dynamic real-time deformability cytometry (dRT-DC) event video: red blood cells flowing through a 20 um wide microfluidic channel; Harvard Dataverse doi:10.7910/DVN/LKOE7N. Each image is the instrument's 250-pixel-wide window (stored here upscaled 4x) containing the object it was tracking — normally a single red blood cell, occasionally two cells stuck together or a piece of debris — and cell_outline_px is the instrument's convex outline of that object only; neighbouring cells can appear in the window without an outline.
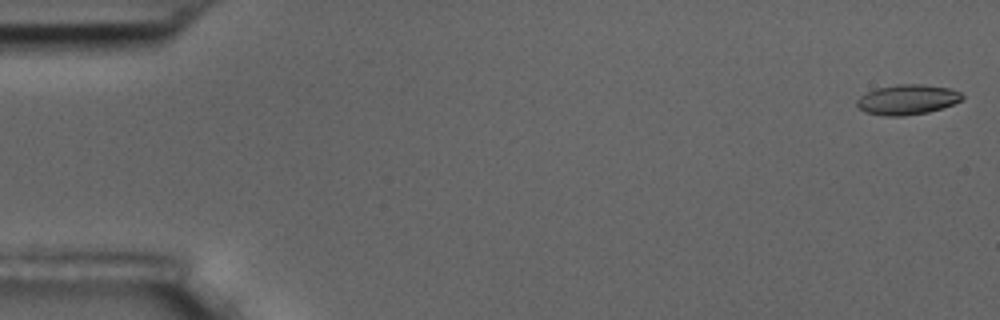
{"species": "common noctule bat (a hibernating species)", "species_latin": "Nyctalus noctula", "temperature_condition": "room temperature", "stored_images_in_passage": 6, "camera_frame_rate_fps": 3000, "um_per_image_px": 0.085, "animal": {"sex": "male", "body_mass_g": 17.5, "forearm_length_mm": 52.3}, "frame": {"image": 1, "passage_image": 1, "time_ms": 0.0, "image_size_px": [1000, 320], "cell_outline_px": [[964, 96], [960, 100], [952, 104], [928, 112], [904, 116], [884, 116], [864, 112], [856, 104], [856, 100], [860, 96], [876, 88], [900, 84], [920, 84], [948, 88], [960, 92]], "centroid_in_image_um": [77.08, 8.47], "position_along_channel_um": 7.9, "area_um2": 18.26}}
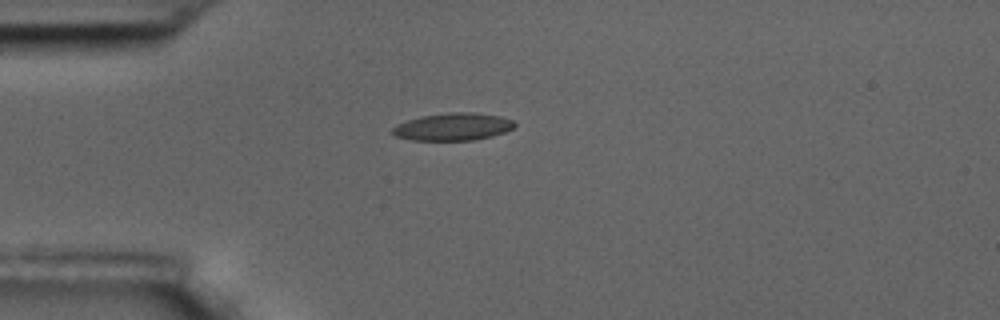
{"frame": {"image": 2, "passage_image": 5, "time_ms": 1.333, "image_size_px": [1000, 320], "cell_outline_px": [[516, 124], [512, 128], [504, 132], [492, 136], [472, 140], [412, 140], [396, 136], [392, 132], [392, 128], [396, 124], [420, 116], [448, 112], [476, 112], [500, 116], [512, 120]], "centroid_in_image_um": [38.49, 10.76], "position_along_channel_um": 46.5, "area_um2": 19.54}}